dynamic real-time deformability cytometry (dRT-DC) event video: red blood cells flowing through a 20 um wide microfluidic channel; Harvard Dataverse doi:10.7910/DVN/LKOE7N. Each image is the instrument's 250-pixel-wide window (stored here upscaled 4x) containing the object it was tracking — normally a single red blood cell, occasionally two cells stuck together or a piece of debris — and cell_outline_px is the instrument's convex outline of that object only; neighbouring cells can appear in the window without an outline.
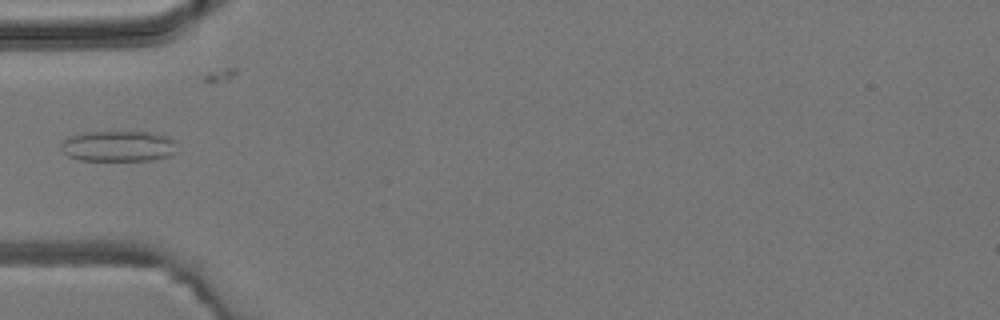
{"species": "common noctule bat (a hibernating species)", "species_latin": "Nyctalus noctula", "temperature_condition": "room temperature", "stored_images_in_passage": 5, "camera_frame_rate_fps": 3000, "um_per_image_px": 0.085, "animal": {"sex": "male", "body_mass_g": 19.2, "forearm_length_mm": 51.8}, "frame": {"image": 1, "passage_image": 4, "time_ms": 4.667, "image_size_px": [1000, 320], "cell_outline_px": [[176, 152], [172, 156], [148, 160], [80, 160], [68, 156], [60, 148], [60, 144], [68, 136], [84, 132], [148, 132], [168, 136], [172, 140]], "centroid_in_image_um": [10.03, 12.42], "position_along_channel_um": 75.0, "area_um2": 20.75}}